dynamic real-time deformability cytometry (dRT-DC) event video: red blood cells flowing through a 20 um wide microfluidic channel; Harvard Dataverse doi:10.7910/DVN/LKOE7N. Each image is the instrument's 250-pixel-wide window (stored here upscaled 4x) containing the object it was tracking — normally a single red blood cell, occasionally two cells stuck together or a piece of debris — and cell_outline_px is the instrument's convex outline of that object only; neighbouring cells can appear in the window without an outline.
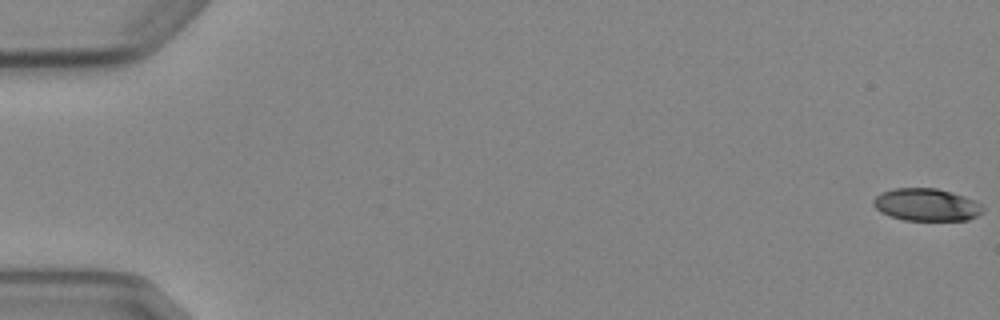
{"species": "Egyptian fruit bat (a non-hibernating species)", "species_latin": "Rousettus aegyptiacus", "temperature_condition": "cold", "stored_images_in_passage": 4, "camera_frame_rate_fps": 3000, "um_per_image_px": 0.085, "animal": {"sex": "female"}, "frame": {"image": 1, "passage_image": 1, "time_ms": 0.0, "image_size_px": [1000, 320], "cell_outline_px": [[984, 212], [968, 220], [904, 220], [888, 216], [880, 212], [872, 204], [872, 200], [880, 192], [892, 188], [936, 188], [952, 192], [976, 200], [984, 208]], "centroid_in_image_um": [78.73, 17.4], "position_along_channel_um": 6.3, "area_um2": 20.98}}